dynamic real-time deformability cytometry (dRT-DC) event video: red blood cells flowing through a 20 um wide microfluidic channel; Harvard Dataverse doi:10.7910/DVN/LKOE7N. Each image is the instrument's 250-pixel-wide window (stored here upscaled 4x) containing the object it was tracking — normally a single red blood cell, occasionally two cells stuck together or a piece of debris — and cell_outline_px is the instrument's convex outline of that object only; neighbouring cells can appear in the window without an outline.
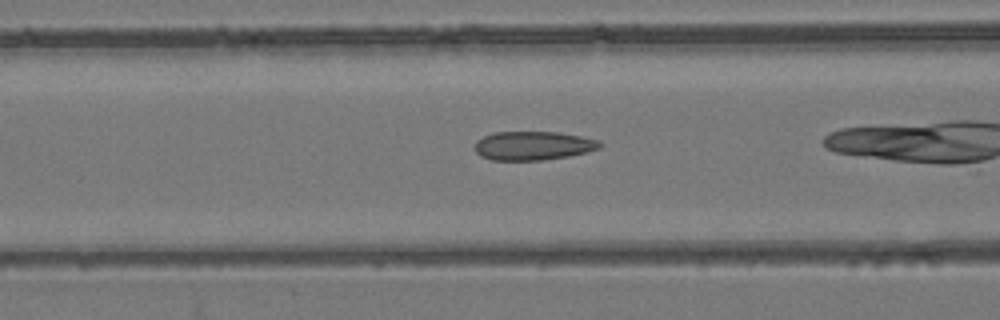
{"species": "common noctule bat (a hibernating species)", "species_latin": "Nyctalus noctula", "temperature_condition": "room temperature", "stored_images_in_passage": 36, "camera_frame_rate_fps": 3000, "um_per_image_px": 0.085, "animal": {"sex": "female", "body_mass_g": 24.6, "forearm_length_mm": 56.2}, "frame": {"image": 1, "passage_image": 16, "time_ms": 5.0, "image_size_px": [1000, 320], "cell_outline_px": [[604, 144], [600, 148], [588, 152], [568, 156], [540, 160], [492, 160], [480, 156], [476, 152], [476, 140], [492, 132], [560, 132], [600, 140]], "centroid_in_image_um": [45.34, 12.38], "position_along_channel_um": 121.3, "area_um2": 21.1}}